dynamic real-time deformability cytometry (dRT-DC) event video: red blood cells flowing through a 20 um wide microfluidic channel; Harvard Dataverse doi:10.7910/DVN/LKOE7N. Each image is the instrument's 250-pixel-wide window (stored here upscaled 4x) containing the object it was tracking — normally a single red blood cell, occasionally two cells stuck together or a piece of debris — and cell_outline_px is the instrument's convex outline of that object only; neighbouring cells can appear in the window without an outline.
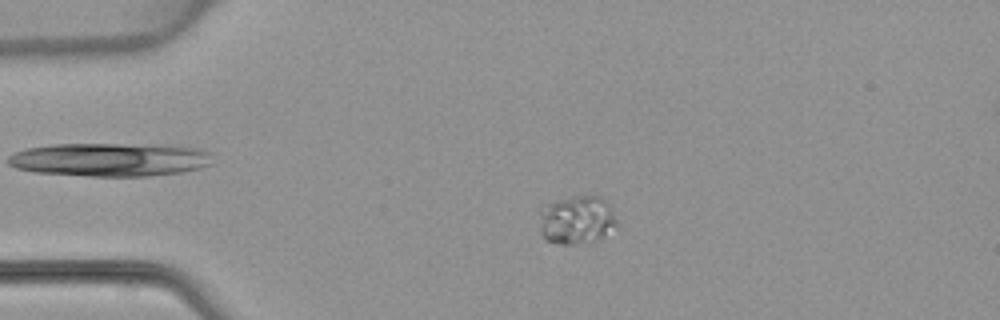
{"species": "common noctule bat (a hibernating species)", "species_latin": "Nyctalus noctula", "temperature_condition": "warm", "stored_images_in_passage": 4, "camera_frame_rate_fps": 3000, "um_per_image_px": 0.085, "animal": {"sex": "female", "body_mass_g": 22.7, "forearm_length_mm": 54.2}, "frame": {"image": 1, "passage_image": 2, "time_ms": 1.333, "image_size_px": [1000, 320], "cell_outline_px": [[616, 224], [600, 240], [572, 244], [560, 244], [548, 240], [544, 236], [540, 228], [540, 212], [544, 204], [572, 196], [596, 196], [608, 200], [612, 204], [616, 220]], "centroid_in_image_um": [49.05, 18.67], "position_along_channel_um": 36.0, "area_um2": 21.91}}
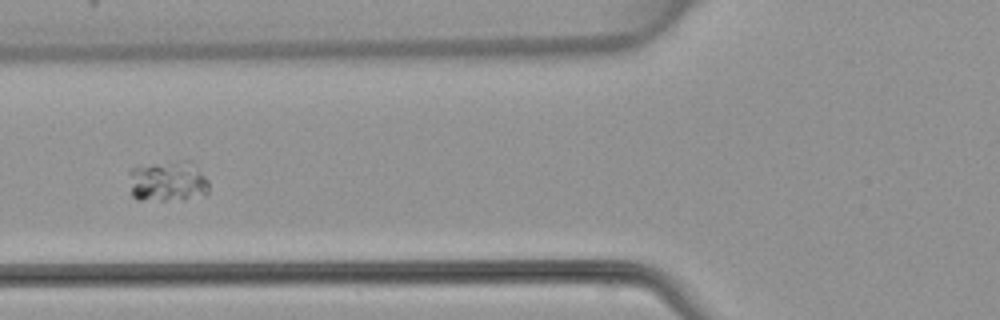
{"frame": {"image": 2, "passage_image": 4, "time_ms": 4.0, "image_size_px": [1000, 320], "cell_outline_px": [[208, 192], [204, 196], [184, 200], [136, 200], [132, 196], [128, 172], [132, 168], [152, 164], [184, 160], [188, 160], [196, 164], [208, 180]], "centroid_in_image_um": [14.29, 15.43], "position_along_channel_um": 111.5, "area_um2": 19.36}}